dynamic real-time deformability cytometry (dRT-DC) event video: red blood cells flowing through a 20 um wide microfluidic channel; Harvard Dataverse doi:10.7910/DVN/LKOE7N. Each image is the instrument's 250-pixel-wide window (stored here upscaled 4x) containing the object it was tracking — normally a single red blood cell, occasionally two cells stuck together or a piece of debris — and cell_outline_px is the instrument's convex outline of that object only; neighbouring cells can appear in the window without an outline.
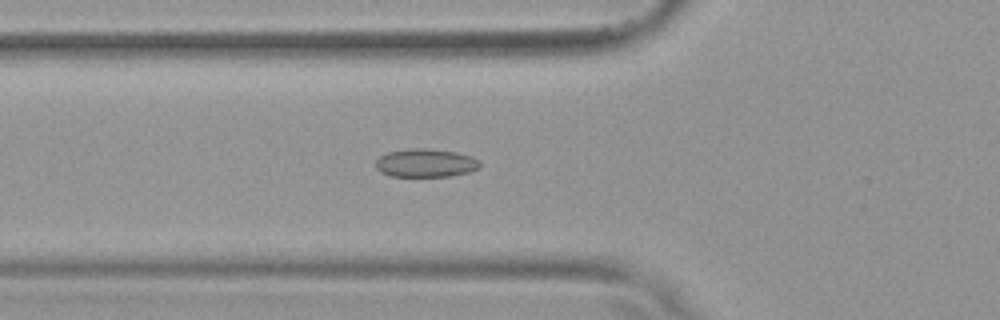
{"species": "common noctule bat (a hibernating species)", "species_latin": "Nyctalus noctula", "temperature_condition": "warm", "stored_images_in_passage": 54, "camera_frame_rate_fps": 3000, "um_per_image_px": 0.085, "animal": {"sex": "female", "body_mass_g": 19.9}, "frame": {"image": 1, "passage_image": 20, "time_ms": 6.333, "image_size_px": [1000, 320], "cell_outline_px": [[480, 168], [468, 172], [452, 176], [388, 176], [380, 172], [376, 168], [376, 160], [380, 156], [388, 152], [412, 148], [432, 148], [456, 152], [472, 156], [480, 160]], "centroid_in_image_um": [36.2, 13.85], "position_along_channel_um": 89.6, "area_um2": 17.4}}
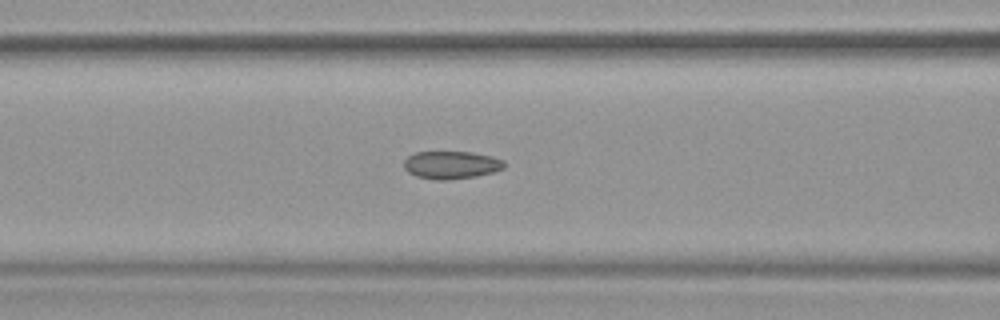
{"frame": {"image": 2, "passage_image": 23, "time_ms": 7.333, "image_size_px": [1000, 320], "cell_outline_px": [[504, 168], [492, 172], [476, 176], [448, 180], [436, 180], [416, 176], [408, 172], [404, 168], [404, 160], [408, 156], [416, 152], [472, 152], [492, 156], [504, 160]], "centroid_in_image_um": [38.35, 14.02], "position_along_channel_um": 128.3, "area_um2": 16.24}}
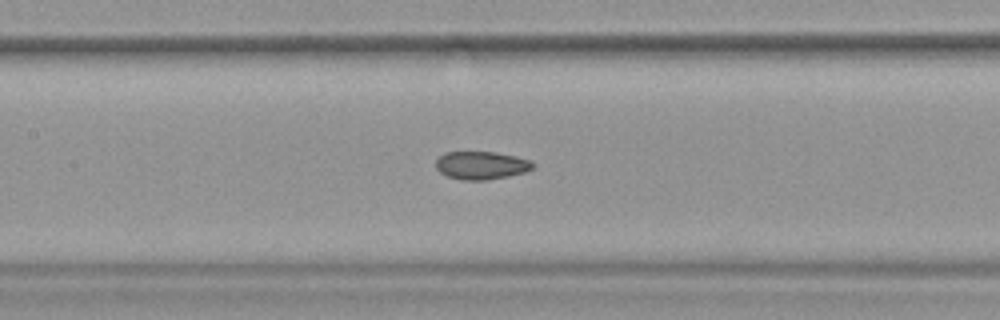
{"frame": {"image": 3, "passage_image": 26, "time_ms": 8.333, "image_size_px": [1000, 320], "cell_outline_px": [[536, 164], [532, 168], [524, 172], [508, 176], [488, 180], [460, 180], [448, 176], [440, 172], [436, 168], [436, 160], [444, 152], [496, 152], [516, 156], [532, 160]], "centroid_in_image_um": [40.93, 14.05], "position_along_channel_um": 166.5, "area_um2": 15.95}, "authors_computed_cell_mechanics": {"area_um2": 16.473, "velocity_mm_per_s": 3.8241, "shape_relaxation_time_tau1_ms": null, "shape_relaxation_time_tau2_ms": 2.6414, "deformation_change_tau1": null, "deformation_change_tau2": 0.0718}}